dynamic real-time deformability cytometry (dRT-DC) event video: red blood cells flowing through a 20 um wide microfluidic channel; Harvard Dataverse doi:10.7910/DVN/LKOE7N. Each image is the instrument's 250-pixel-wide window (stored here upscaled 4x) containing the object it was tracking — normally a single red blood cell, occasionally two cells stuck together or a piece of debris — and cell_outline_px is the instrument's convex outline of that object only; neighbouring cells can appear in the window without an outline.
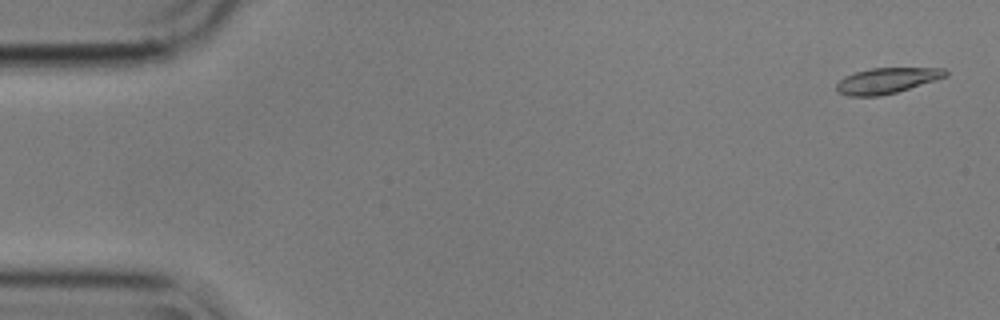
{"species": "common noctule bat (a hibernating species)", "species_latin": "Nyctalus noctula", "temperature_condition": "cold", "stored_images_in_passage": 13, "camera_frame_rate_fps": 3000, "um_per_image_px": 0.085, "animal": {"sex": "male", "body_mass_g": 17.9}, "frame": {"image": 1, "passage_image": 1, "time_ms": 0.0, "image_size_px": [1000, 320], "cell_outline_px": [[948, 76], [936, 80], [896, 92], [880, 96], [848, 96], [836, 92], [836, 84], [844, 76], [856, 72], [872, 68], [944, 68], [948, 72]], "centroid_in_image_um": [75.36, 6.85], "position_along_channel_um": 9.6, "area_um2": 16.3}}
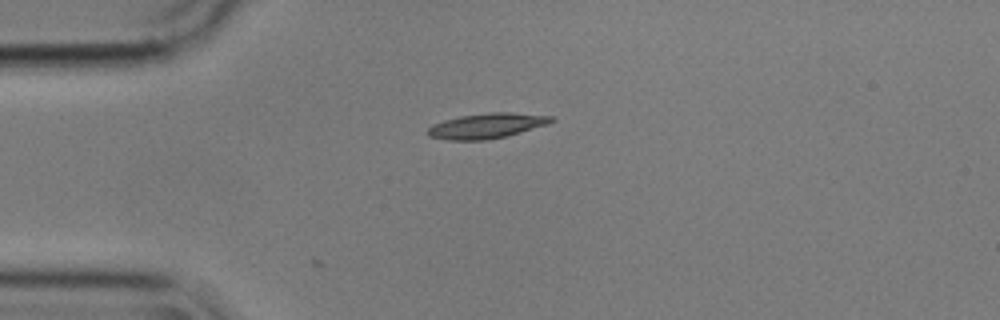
{"frame": {"image": 2, "passage_image": 13, "time_ms": 4.0, "image_size_px": [1000, 320], "cell_outline_px": [[556, 120], [548, 124], [508, 136], [488, 140], [448, 140], [428, 136], [428, 128], [432, 124], [444, 120], [460, 116], [492, 112], [508, 112], [552, 116]], "centroid_in_image_um": [41.38, 10.7], "position_along_channel_um": 43.6, "area_um2": 18.15}}